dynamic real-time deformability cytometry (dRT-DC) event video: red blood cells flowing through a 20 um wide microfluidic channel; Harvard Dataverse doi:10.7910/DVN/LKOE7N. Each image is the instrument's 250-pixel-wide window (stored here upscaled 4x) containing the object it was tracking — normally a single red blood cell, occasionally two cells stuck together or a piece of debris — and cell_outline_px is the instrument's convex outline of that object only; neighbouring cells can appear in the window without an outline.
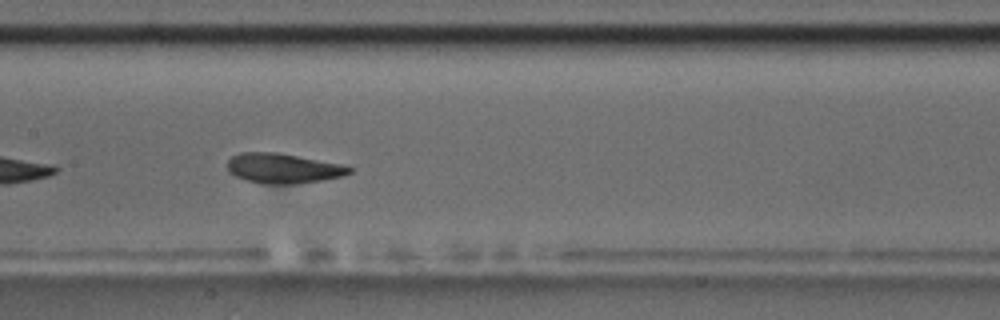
{"species": "common noctule bat (a hibernating species)", "species_latin": "Nyctalus noctula", "temperature_condition": "room temperature", "stored_images_in_passage": 9, "camera_frame_rate_fps": 3000, "um_per_image_px": 0.085, "animal": {"sex": "male", "body_mass_g": 17.5, "forearm_length_mm": 52.3}, "frame": {"image": 1, "passage_image": 7, "time_ms": 6.667, "image_size_px": [1000, 320], "cell_outline_px": [[352, 172], [344, 176], [324, 180], [292, 184], [260, 184], [244, 180], [228, 172], [228, 160], [232, 156], [240, 152], [280, 152], [340, 164], [352, 168]], "centroid_in_image_um": [24.05, 14.31], "position_along_channel_um": 183.4, "area_um2": 21.5}}